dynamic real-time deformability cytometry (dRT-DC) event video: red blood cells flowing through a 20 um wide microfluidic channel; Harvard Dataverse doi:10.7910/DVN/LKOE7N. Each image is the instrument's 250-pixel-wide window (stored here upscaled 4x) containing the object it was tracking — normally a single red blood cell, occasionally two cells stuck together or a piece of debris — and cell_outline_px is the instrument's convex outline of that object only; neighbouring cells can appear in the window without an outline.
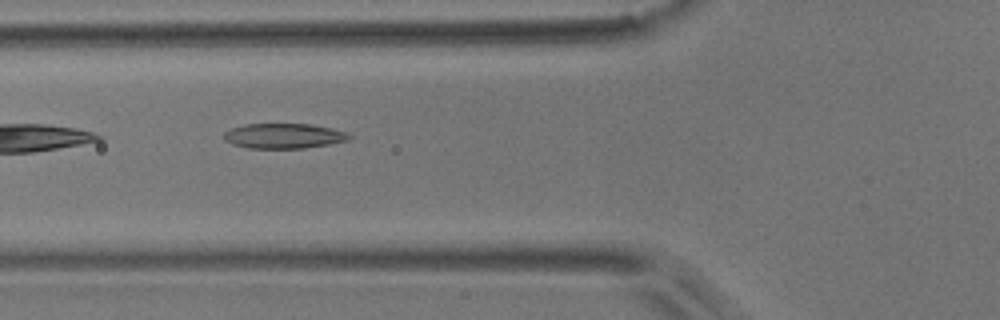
{"species": "common noctule bat (a hibernating species)", "species_latin": "Nyctalus noctula", "temperature_condition": "room temperature", "stored_images_in_passage": 7, "camera_frame_rate_fps": 3000, "um_per_image_px": 0.085, "animal": {"sex": "male", "body_mass_g": 17.9}, "frame": {"image": 1, "passage_image": 4, "time_ms": 3.333, "image_size_px": [1000, 320], "cell_outline_px": [[352, 136], [348, 140], [328, 144], [304, 148], [248, 148], [232, 144], [224, 140], [224, 132], [232, 128], [244, 124], [312, 124], [332, 128], [348, 132]], "centroid_in_image_um": [24.13, 11.55], "position_along_channel_um": 101.7, "area_um2": 18.32}}
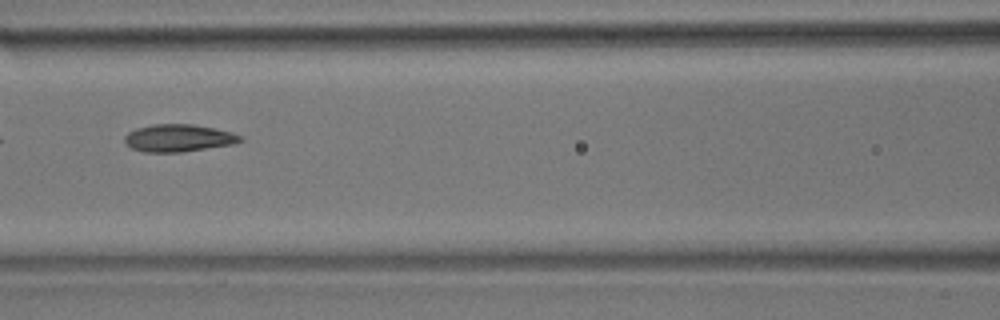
{"frame": {"image": 2, "passage_image": 5, "time_ms": 4.667, "image_size_px": [1000, 320], "cell_outline_px": [[244, 140], [232, 144], [180, 152], [144, 152], [132, 148], [124, 140], [124, 136], [128, 132], [136, 128], [152, 124], [192, 124], [216, 128], [232, 132], [240, 136]], "centroid_in_image_um": [15.16, 11.72], "position_along_channel_um": 151.4, "area_um2": 18.38}}
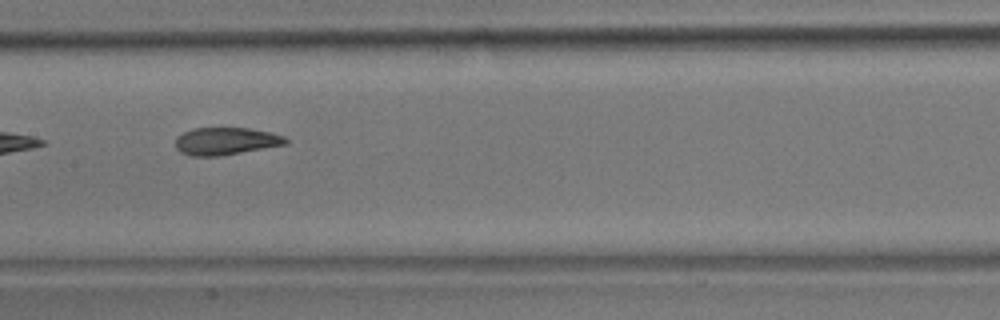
{"frame": {"image": 3, "passage_image": 6, "time_ms": 5.667, "image_size_px": [1000, 320], "cell_outline_px": [[288, 144], [220, 156], [192, 156], [180, 152], [176, 148], [176, 136], [192, 128], [248, 128], [268, 132], [284, 136], [288, 140]], "centroid_in_image_um": [19.18, 12.0], "position_along_channel_um": 188.2, "area_um2": 17.63}}